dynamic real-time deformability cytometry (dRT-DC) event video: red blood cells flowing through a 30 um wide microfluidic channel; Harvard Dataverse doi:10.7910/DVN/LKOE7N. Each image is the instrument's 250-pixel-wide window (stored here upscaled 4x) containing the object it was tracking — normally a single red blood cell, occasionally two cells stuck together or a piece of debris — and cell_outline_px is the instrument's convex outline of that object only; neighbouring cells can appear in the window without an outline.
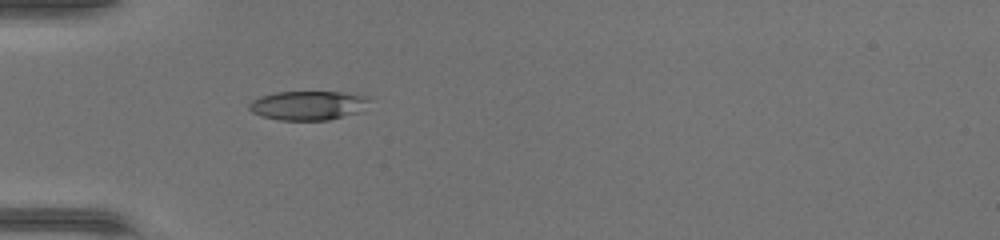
{"species": "common noctule bat (a hibernating species)", "species_latin": "Nyctalus noctula", "temperature_condition": "warm", "stored_images_in_passage": 32, "camera_frame_rate_fps": 3000, "um_per_image_px": 0.085, "animal": {"sex": "female", "body_mass_g": 17.0, "forearm_length_mm": 48.0}, "frame": {"image": 1, "passage_image": 1, "time_ms": 0.0, "image_size_px": [1000, 240], "cell_outline_px": [[372, 100], [360, 112], [328, 120], [280, 120], [260, 116], [252, 112], [248, 108], [248, 104], [252, 100], [260, 96], [276, 92], [340, 92], [368, 96]], "centroid_in_image_um": [26.18, 8.96], "position_along_channel_um": 58.8, "area_um2": 20.58}}
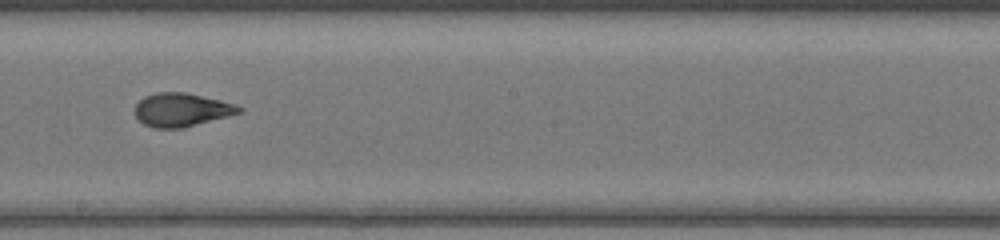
{"frame": {"image": 2, "passage_image": 13, "time_ms": 4.0, "image_size_px": [1000, 240], "cell_outline_px": [[244, 108], [240, 112], [228, 116], [184, 128], [152, 128], [144, 124], [136, 116], [136, 104], [144, 96], [156, 92], [184, 92], [220, 100]], "centroid_in_image_um": [15.41, 9.34], "position_along_channel_um": 232.8, "area_um2": 20.11}}
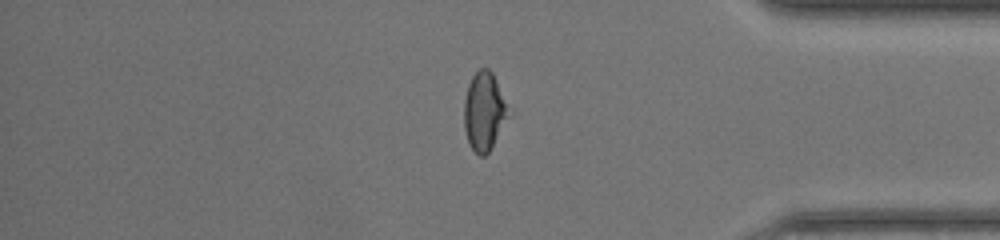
{"frame": {"image": 3, "passage_image": 25, "time_ms": 8.0, "image_size_px": [1000, 240], "cell_outline_px": [[512, 116], [488, 152], [484, 156], [480, 156], [468, 144], [464, 128], [464, 100], [468, 84], [472, 76], [480, 68], [488, 68], [492, 72]], "centroid_in_image_um": [41.17, 9.49], "position_along_channel_um": 394.0, "area_um2": 20.46}}